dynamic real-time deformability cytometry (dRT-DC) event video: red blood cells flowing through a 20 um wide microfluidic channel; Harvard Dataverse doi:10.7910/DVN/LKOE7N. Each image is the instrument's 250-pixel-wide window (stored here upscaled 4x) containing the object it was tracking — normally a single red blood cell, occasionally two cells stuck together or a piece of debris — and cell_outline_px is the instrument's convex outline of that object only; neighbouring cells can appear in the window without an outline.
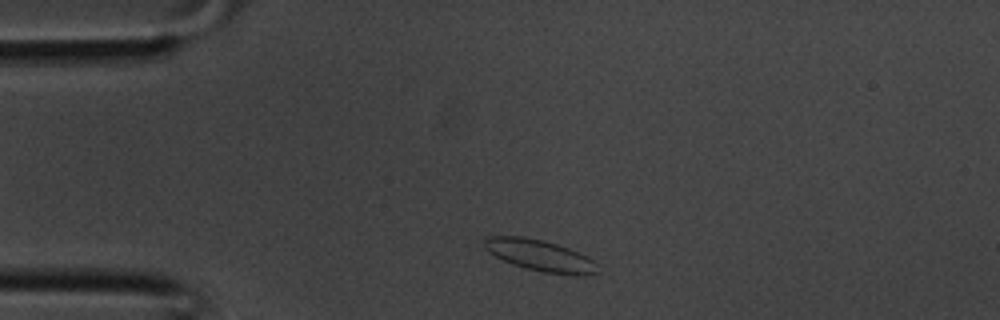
{"species": "common noctule bat (a hibernating species)", "species_latin": "Nyctalus noctula", "temperature_condition": "room temperature", "stored_images_in_passage": 32, "camera_frame_rate_fps": 3000, "um_per_image_px": 0.085, "animal": {"sex": "male", "body_mass_g": 20.1, "forearm_length_mm": 53.5}, "frame": {"image": 1, "passage_image": 3, "time_ms": 0.667, "image_size_px": [1000, 320], "cell_outline_px": [[600, 272], [544, 272], [524, 268], [512, 264], [488, 252], [484, 248], [484, 236], [524, 236], [544, 240], [568, 248], [588, 256], [596, 264]], "centroid_in_image_um": [45.77, 21.65], "position_along_channel_um": 39.2, "area_um2": 20.0}}
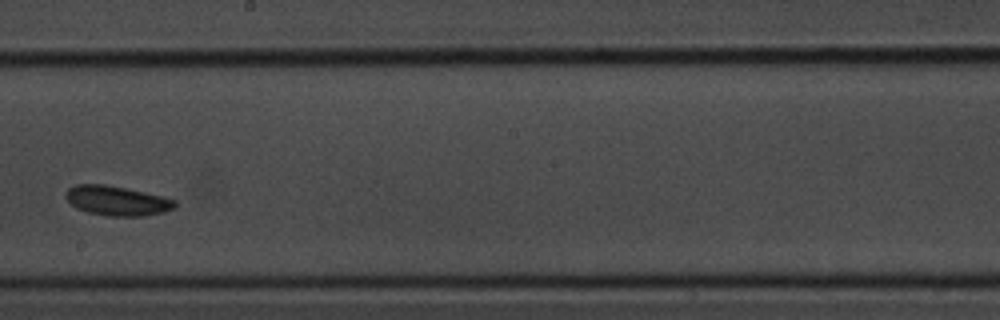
{"frame": {"image": 2, "passage_image": 16, "time_ms": 5.0, "image_size_px": [1000, 320], "cell_outline_px": [[176, 208], [164, 212], [144, 216], [108, 216], [88, 212], [76, 208], [64, 196], [64, 192], [68, 188], [76, 184], [104, 184], [144, 192], [176, 200]], "centroid_in_image_um": [9.92, 17.06], "position_along_channel_um": 238.3, "area_um2": 18.84}}
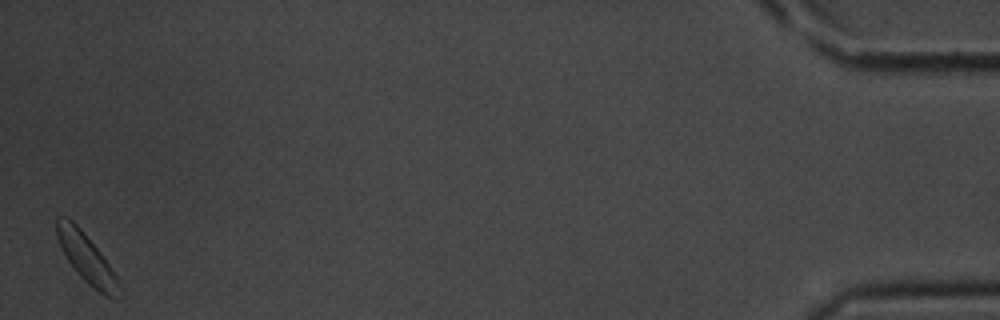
{"frame": {"image": 3, "passage_image": 32, "time_ms": 10.333, "image_size_px": [1000, 320], "cell_outline_px": [[116, 280], [108, 296], [104, 296], [92, 288], [76, 272], [60, 248], [56, 236], [56, 216], [68, 216], [80, 228], [100, 252], [112, 268], [116, 276]], "centroid_in_image_um": [7.18, 21.78], "position_along_channel_um": 428.0, "area_um2": 16.88}}